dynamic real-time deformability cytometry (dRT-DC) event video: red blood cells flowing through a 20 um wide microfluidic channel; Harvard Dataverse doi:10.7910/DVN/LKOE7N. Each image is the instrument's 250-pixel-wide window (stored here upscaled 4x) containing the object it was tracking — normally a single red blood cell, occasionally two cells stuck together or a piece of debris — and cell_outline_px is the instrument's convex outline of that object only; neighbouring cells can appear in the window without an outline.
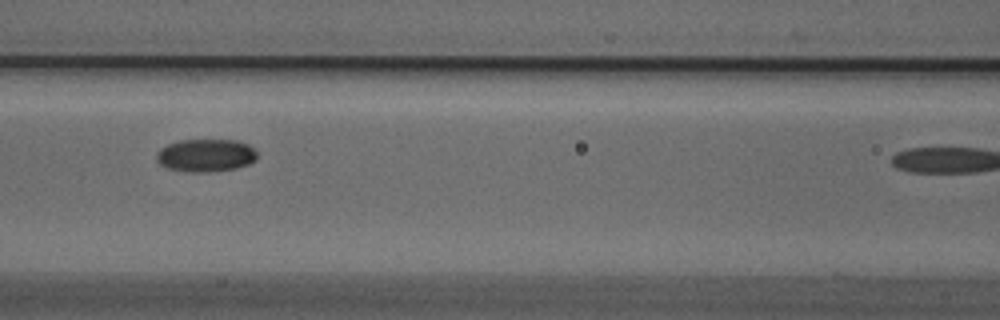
{"species": "Egyptian fruit bat (a non-hibernating species)", "species_latin": "Rousettus aegyptiacus", "temperature_condition": "cold", "stored_images_in_passage": 22, "camera_frame_rate_fps": 3000, "um_per_image_px": 0.085, "animal": {"sex": "male"}, "frame": {"image": 1, "passage_image": 12, "time_ms": 3.667, "image_size_px": [1000, 320], "cell_outline_px": [[256, 160], [248, 164], [236, 168], [208, 172], [188, 172], [168, 168], [160, 164], [156, 160], [156, 152], [160, 148], [168, 144], [180, 140], [236, 140], [248, 144], [256, 152]], "centroid_in_image_um": [17.47, 13.2], "position_along_channel_um": 149.1, "area_um2": 19.25}}
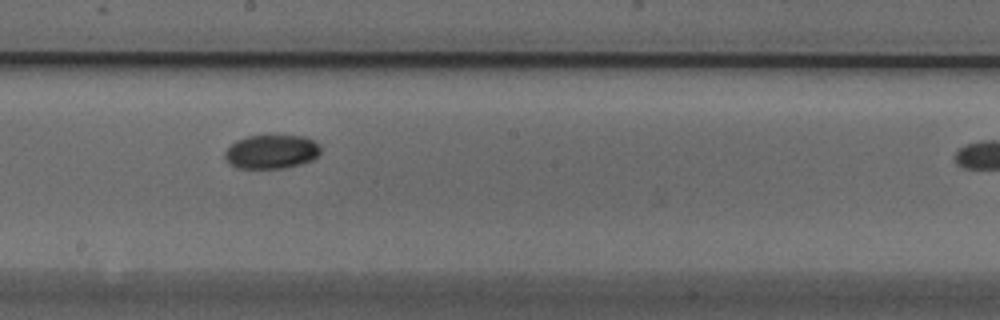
{"frame": {"image": 2, "passage_image": 18, "time_ms": 5.667, "image_size_px": [1000, 320], "cell_outline_px": [[320, 156], [312, 160], [300, 164], [284, 168], [236, 168], [228, 164], [224, 156], [224, 152], [236, 140], [248, 136], [304, 136], [316, 140], [320, 144]], "centroid_in_image_um": [23.1, 12.9], "position_along_channel_um": 225.1, "area_um2": 19.13}}
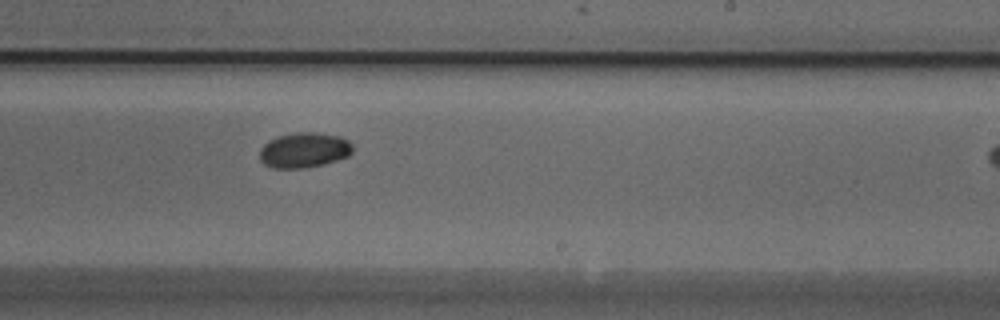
{"frame": {"image": 3, "passage_image": 21, "time_ms": 6.667, "image_size_px": [1000, 320], "cell_outline_px": [[352, 152], [348, 156], [324, 164], [304, 168], [272, 168], [264, 164], [260, 160], [260, 148], [268, 140], [276, 136], [296, 132], [316, 132], [340, 136], [348, 140], [352, 144]], "centroid_in_image_um": [25.83, 12.75], "position_along_channel_um": 263.2, "area_um2": 19.25}}